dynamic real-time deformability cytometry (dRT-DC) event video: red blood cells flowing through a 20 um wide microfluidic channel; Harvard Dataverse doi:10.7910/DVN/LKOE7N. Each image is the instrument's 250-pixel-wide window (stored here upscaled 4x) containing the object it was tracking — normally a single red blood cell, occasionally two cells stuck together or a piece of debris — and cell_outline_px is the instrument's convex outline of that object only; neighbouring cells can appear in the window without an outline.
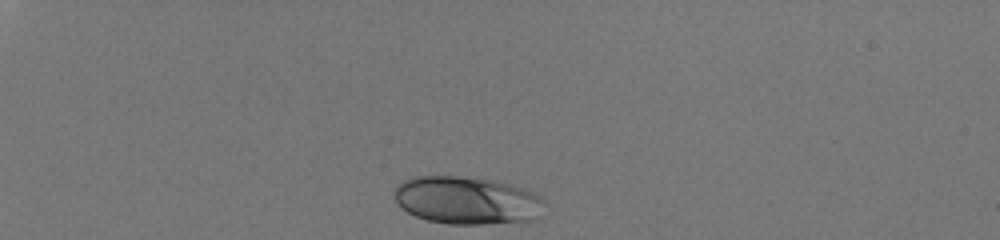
{"species": "human", "species_latin": "Homo sapiens", "temperature_condition": "room temperature", "stored_images_in_passage": 33, "camera_frame_rate_fps": 3000, "um_per_image_px": 0.085, "donor": {"sex": "male"}, "frame": {"image": 1, "passage_image": 1, "time_ms": 0.0, "image_size_px": [1000, 240], "cell_outline_px": [[544, 204], [532, 220], [484, 224], [448, 224], [428, 220], [416, 216], [408, 212], [396, 200], [396, 188], [404, 180], [412, 176], [460, 176], [492, 180], [508, 184], [532, 192], [540, 196], [544, 200]], "centroid_in_image_um": [39.67, 17.03], "position_along_channel_um": 45.3, "area_um2": 41.15}}
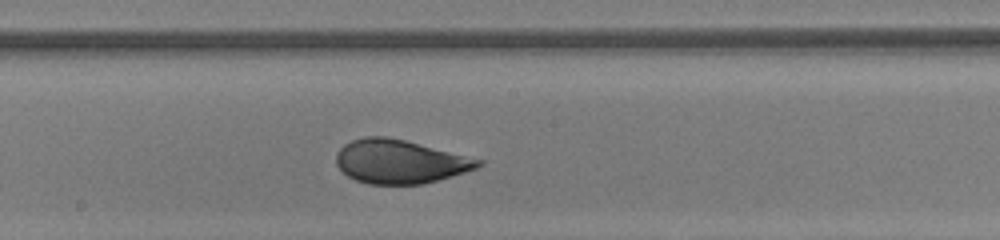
{"frame": {"image": 2, "passage_image": 19, "time_ms": 6.0, "image_size_px": [1000, 240], "cell_outline_px": [[484, 164], [476, 168], [464, 172], [424, 184], [368, 184], [356, 180], [348, 176], [336, 164], [336, 152], [344, 144], [352, 140], [364, 136], [384, 136], [404, 140], [484, 160]], "centroid_in_image_um": [33.97, 13.73], "position_along_channel_um": 214.2, "area_um2": 36.01}}
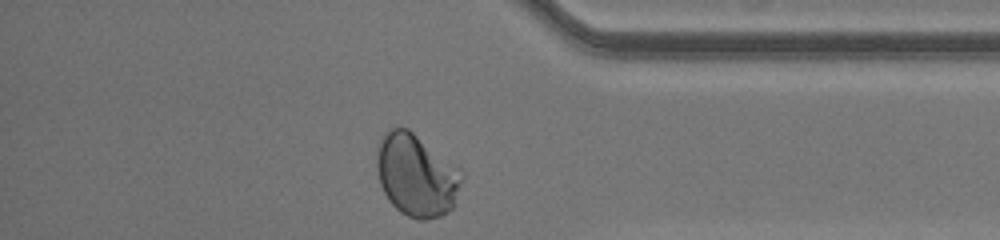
{"frame": {"image": 3, "passage_image": 33, "time_ms": 10.667, "image_size_px": [1000, 240], "cell_outline_px": [[464, 176], [452, 208], [448, 212], [440, 216], [428, 220], [416, 220], [400, 212], [388, 200], [380, 184], [376, 164], [376, 144], [384, 132], [388, 128], [408, 128], [456, 164], [464, 172]], "centroid_in_image_um": [35.39, 14.88], "position_along_channel_um": 399.8, "area_um2": 41.44}, "authors_computed_cell_mechanics": {"area_um2": 36.8764, "velocity_mm_per_s": 4.1102, "shape_relaxation_time_tau1_ms": 3.7921, "shape_relaxation_time_tau2_ms": null, "deformation_change_tau1": 0.1423, "deformation_change_tau2": null}}